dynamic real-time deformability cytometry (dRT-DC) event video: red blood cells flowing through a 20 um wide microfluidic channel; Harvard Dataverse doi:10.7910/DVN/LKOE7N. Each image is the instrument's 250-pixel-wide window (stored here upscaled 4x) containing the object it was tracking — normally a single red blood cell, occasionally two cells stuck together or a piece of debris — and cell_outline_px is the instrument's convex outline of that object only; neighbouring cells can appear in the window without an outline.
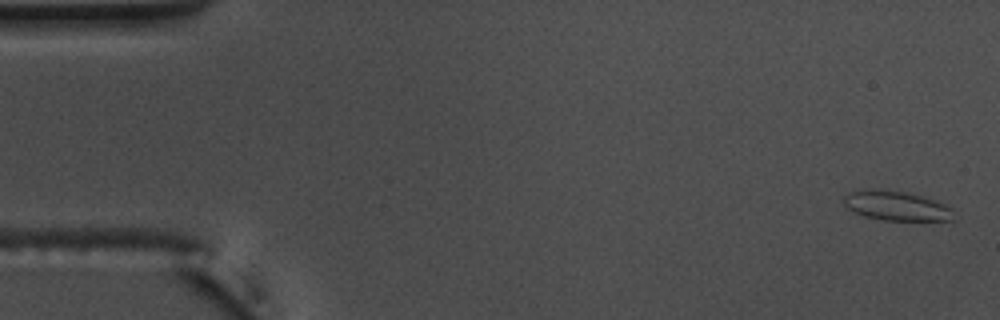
{"species": "common noctule bat (a hibernating species)", "species_latin": "Nyctalus noctula", "temperature_condition": "warm", "stored_images_in_passage": 54, "camera_frame_rate_fps": 3000, "um_per_image_px": 0.085, "animal": {"sex": "male", "body_mass_g": 17.5, "forearm_length_mm": 52.3}, "frame": {"image": 1, "passage_image": 1, "time_ms": 0.0, "image_size_px": [1000, 320], "cell_outline_px": [[956, 220], [884, 220], [864, 216], [848, 208], [844, 204], [844, 196], [852, 192], [880, 188], [904, 192], [920, 196], [944, 204], [952, 208]], "centroid_in_image_um": [76.22, 17.5], "position_along_channel_um": 8.8, "area_um2": 18.61}}
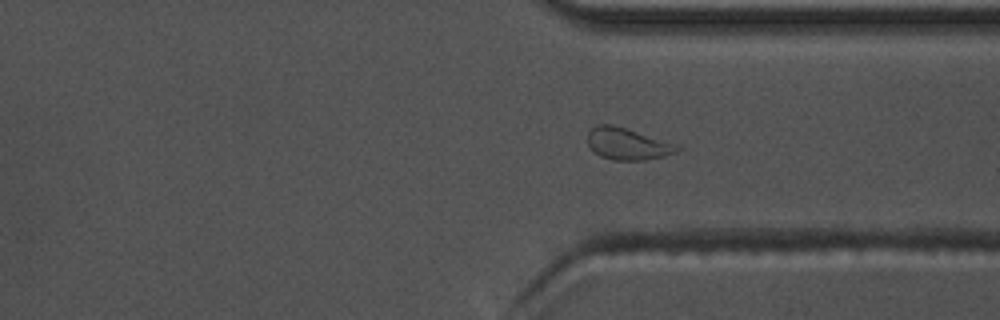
{"frame": {"image": 2, "passage_image": 40, "time_ms": 13.0, "image_size_px": [1000, 320], "cell_outline_px": [[684, 148], [676, 152], [664, 156], [644, 160], [612, 160], [600, 156], [588, 144], [588, 132], [596, 124], [612, 124]], "centroid_in_image_um": [53.29, 12.24], "position_along_channel_um": 358.1, "area_um2": 16.07}}
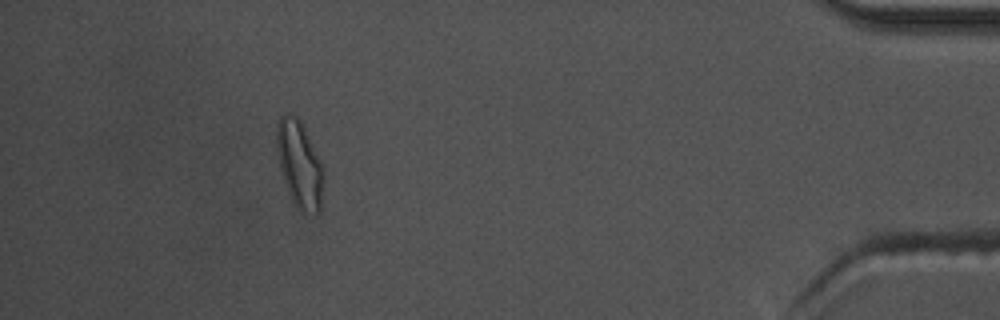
{"frame": {"image": 3, "passage_image": 49, "time_ms": 16.0, "image_size_px": [1000, 320], "cell_outline_px": [[324, 180], [320, 212], [316, 216], [304, 212], [296, 208], [288, 192], [280, 168], [276, 148], [276, 124], [280, 116], [284, 112], [288, 112], [296, 116], [300, 120], [324, 168]], "centroid_in_image_um": [25.46, 13.98], "position_along_channel_um": 409.7, "area_um2": 24.1}, "authors_computed_cell_mechanics": {"area_um2": 16.9932, "velocity_mm_per_s": 3.7506, "shape_relaxation_time_tau1_ms": 7.5779, "shape_relaxation_time_tau2_ms": 1.1946, "deformation_change_tau1": 0.1688, "deformation_change_tau2": 0.0836}}